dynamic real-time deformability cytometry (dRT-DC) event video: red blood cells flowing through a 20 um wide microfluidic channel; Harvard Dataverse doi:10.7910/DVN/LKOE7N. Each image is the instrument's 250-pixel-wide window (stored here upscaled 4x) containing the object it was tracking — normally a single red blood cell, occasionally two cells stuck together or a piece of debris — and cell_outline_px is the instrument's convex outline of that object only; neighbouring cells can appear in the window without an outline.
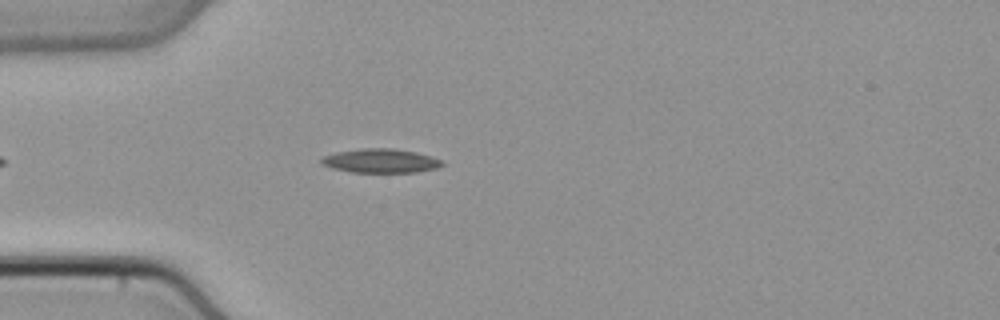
{"species": "common noctule bat (a hibernating species)", "species_latin": "Nyctalus noctula", "temperature_condition": "cold", "stored_images_in_passage": 41, "camera_frame_rate_fps": 3000, "um_per_image_px": 0.085, "animal": {"sex": "male", "body_mass_g": 21.5, "forearm_length_mm": 52.0}, "frame": {"image": 1, "passage_image": 6, "time_ms": 1.667, "image_size_px": [1000, 320], "cell_outline_px": [[444, 164], [436, 168], [416, 172], [352, 172], [332, 168], [320, 164], [320, 160], [324, 156], [336, 152], [364, 148], [392, 148], [416, 152], [432, 156], [444, 160]], "centroid_in_image_um": [32.37, 13.66], "position_along_channel_um": 52.6, "area_um2": 16.94}}
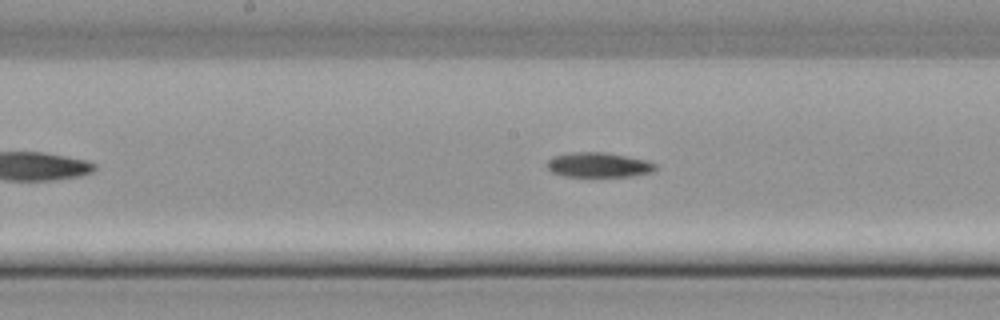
{"frame": {"image": 2, "passage_image": 17, "time_ms": 5.333, "image_size_px": [1000, 320], "cell_outline_px": [[656, 168], [648, 172], [632, 176], [564, 176], [552, 172], [548, 168], [548, 160], [552, 156], [572, 152], [604, 152], [644, 160], [656, 164]], "centroid_in_image_um": [50.82, 14.01], "position_along_channel_um": 197.4, "area_um2": 15.32}}
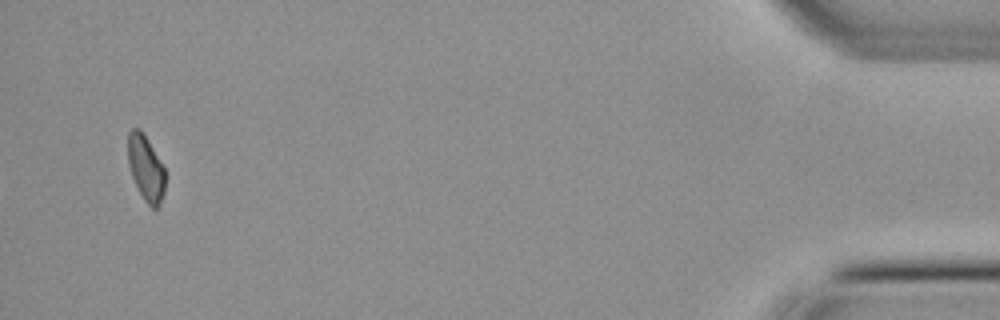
{"frame": {"image": 3, "passage_image": 39, "time_ms": 12.667, "image_size_px": [1000, 320], "cell_outline_px": [[164, 192], [160, 204], [156, 208], [152, 208], [144, 200], [132, 176], [128, 164], [128, 132], [132, 128], [140, 128], [148, 140], [164, 168]], "centroid_in_image_um": [12.38, 14.27], "position_along_channel_um": 422.8, "area_um2": 13.99}}